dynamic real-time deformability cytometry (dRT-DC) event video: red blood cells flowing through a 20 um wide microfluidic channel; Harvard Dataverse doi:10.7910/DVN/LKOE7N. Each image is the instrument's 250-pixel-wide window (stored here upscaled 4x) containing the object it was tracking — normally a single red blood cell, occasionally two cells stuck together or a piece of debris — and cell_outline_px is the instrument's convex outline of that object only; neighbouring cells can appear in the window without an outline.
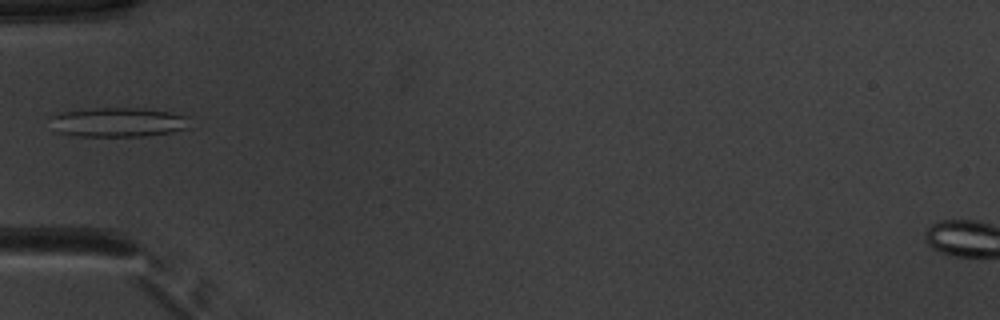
{"species": "common noctule bat (a hibernating species)", "species_latin": "Nyctalus noctula", "temperature_condition": "warm", "stored_images_in_passage": 35, "camera_frame_rate_fps": 3000, "um_per_image_px": 0.085, "animal": {"sex": "male", "body_mass_g": 20.1, "forearm_length_mm": 53.5}, "frame": {"image": 1, "passage_image": 1, "time_ms": 0.0, "image_size_px": [1000, 320], "cell_outline_px": [[188, 128], [172, 132], [144, 136], [80, 136], [60, 132], [52, 116], [64, 112], [96, 108], [144, 108], [168, 112], [188, 116]], "centroid_in_image_um": [10.16, 10.38], "position_along_channel_um": 74.8, "area_um2": 23.24}}
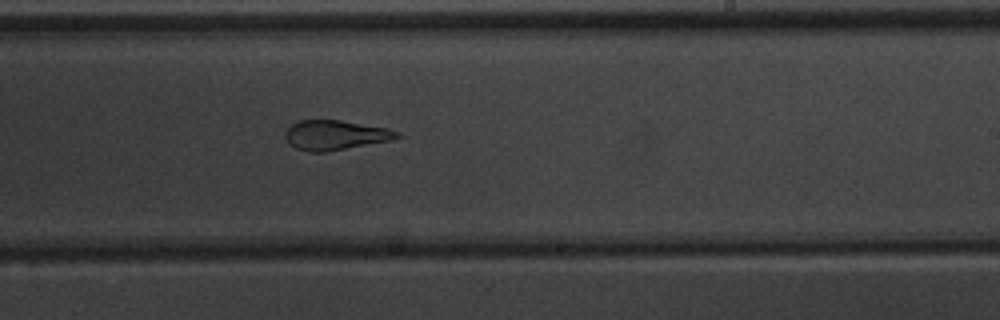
{"frame": {"image": 2, "passage_image": 15, "time_ms": 4.667, "image_size_px": [1000, 320], "cell_outline_px": [[400, 136], [392, 140], [328, 152], [308, 152], [296, 148], [284, 136], [284, 132], [292, 124], [300, 120], [340, 120], [388, 128], [400, 132]], "centroid_in_image_um": [28.52, 11.49], "position_along_channel_um": 260.5, "area_um2": 19.36}}
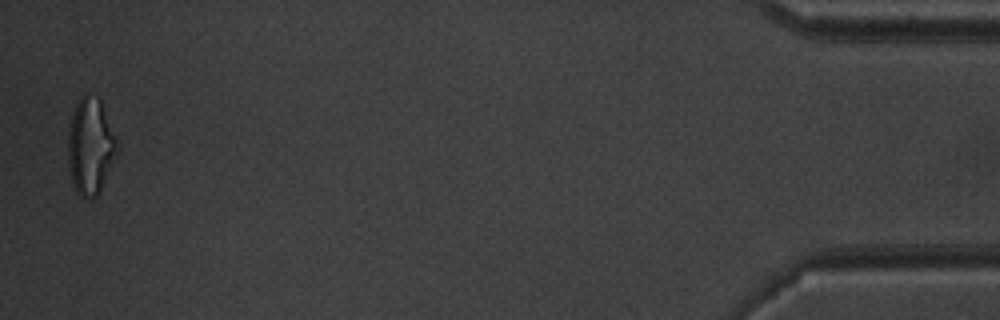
{"frame": {"image": 3, "passage_image": 34, "time_ms": 11.0, "image_size_px": [1000, 320], "cell_outline_px": [[120, 152], [100, 192], [96, 196], [88, 200], [80, 196], [76, 192], [72, 184], [68, 168], [68, 128], [76, 104], [80, 96], [88, 92], [100, 100], [120, 148]], "centroid_in_image_um": [7.7, 12.49], "position_along_channel_um": 427.5, "area_um2": 28.21}}